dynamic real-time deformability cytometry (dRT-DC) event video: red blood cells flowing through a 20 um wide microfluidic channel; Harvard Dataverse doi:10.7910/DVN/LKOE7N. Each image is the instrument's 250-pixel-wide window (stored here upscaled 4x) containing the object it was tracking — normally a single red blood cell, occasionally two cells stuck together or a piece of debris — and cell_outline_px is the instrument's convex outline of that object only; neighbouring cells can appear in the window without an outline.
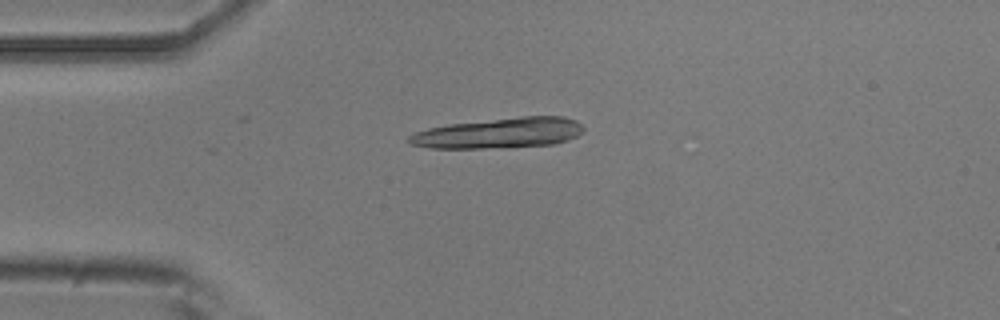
{"species": "common noctule bat (a hibernating species)", "species_latin": "Nyctalus noctula", "temperature_condition": "room temperature", "stored_images_in_passage": 17, "camera_frame_rate_fps": 3000, "um_per_image_px": 0.085, "animal": {"sex": "male", "body_mass_g": 20.5, "forearm_length_mm": 52.5}, "frame": {"image": 1, "passage_image": 12, "time_ms": 3.667, "image_size_px": [1000, 320], "cell_outline_px": [[584, 128], [576, 136], [568, 140], [556, 144], [484, 148], [428, 148], [412, 144], [408, 140], [408, 136], [416, 132], [428, 128], [448, 124], [520, 116], [564, 116], [576, 120]], "centroid_in_image_um": [42.43, 11.3], "position_along_channel_um": 42.6, "area_um2": 30.81}}
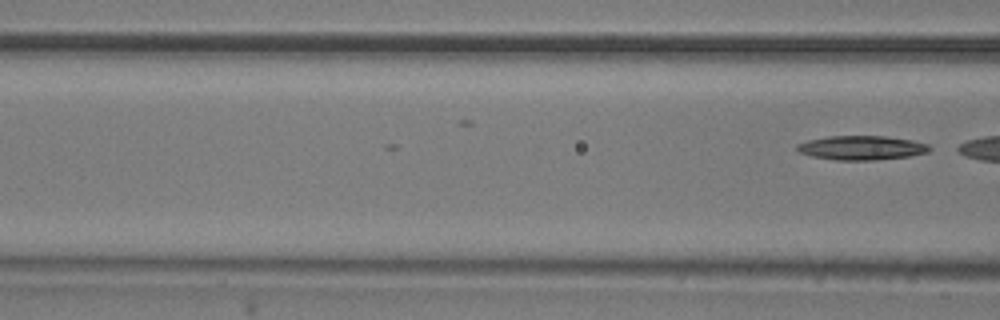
{"frame": {"image": 2, "passage_image": 17, "time_ms": 5.333, "image_size_px": [1000, 320], "cell_outline_px": [[932, 148], [928, 152], [908, 156], [876, 160], [836, 160], [812, 156], [800, 152], [796, 148], [796, 144], [808, 140], [828, 136], [884, 136], [912, 140], [928, 144]], "centroid_in_image_um": [73.24, 12.56], "position_along_channel_um": 93.4, "area_um2": 18.61}}